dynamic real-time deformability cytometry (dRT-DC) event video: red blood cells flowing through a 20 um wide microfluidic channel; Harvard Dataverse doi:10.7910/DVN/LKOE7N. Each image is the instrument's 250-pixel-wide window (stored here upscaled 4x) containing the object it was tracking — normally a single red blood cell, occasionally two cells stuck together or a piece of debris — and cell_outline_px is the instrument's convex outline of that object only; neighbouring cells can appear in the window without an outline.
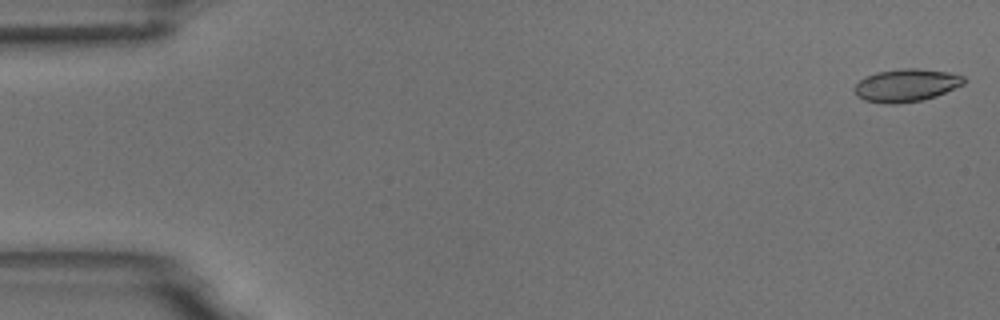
{"species": "common noctule bat (a hibernating species)", "species_latin": "Nyctalus noctula", "temperature_condition": "room temperature", "stored_images_in_passage": 55, "camera_frame_rate_fps": 3000, "um_per_image_px": 0.085, "animal": {"sex": "male", "body_mass_g": 18.8}, "frame": {"image": 1, "passage_image": 1, "time_ms": 0.0, "image_size_px": [1000, 320], "cell_outline_px": [[964, 84], [936, 96], [920, 100], [896, 104], [884, 104], [864, 100], [856, 96], [852, 88], [860, 80], [876, 72], [904, 68], [920, 68], [948, 72], [964, 76]], "centroid_in_image_um": [77.0, 7.25], "position_along_channel_um": 8.0, "area_um2": 20.92}}
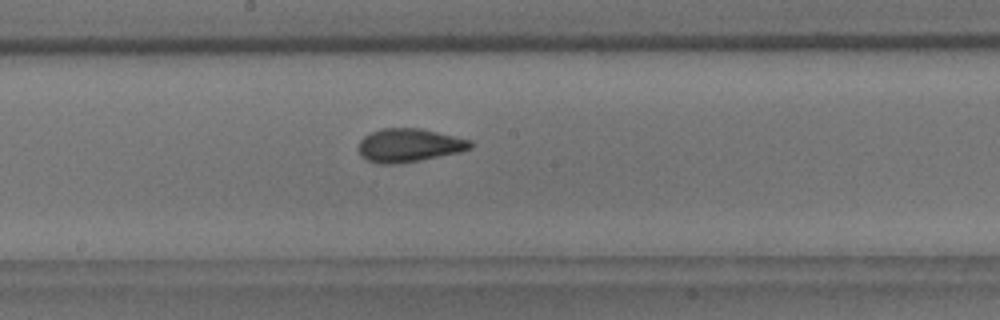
{"frame": {"image": 2, "passage_image": 29, "time_ms": 9.333, "image_size_px": [1000, 320], "cell_outline_px": [[472, 148], [460, 152], [420, 160], [396, 164], [380, 164], [368, 160], [360, 156], [360, 140], [364, 136], [380, 128], [420, 128], [472, 140]], "centroid_in_image_um": [34.79, 12.35], "position_along_channel_um": 213.4, "area_um2": 21.73}}
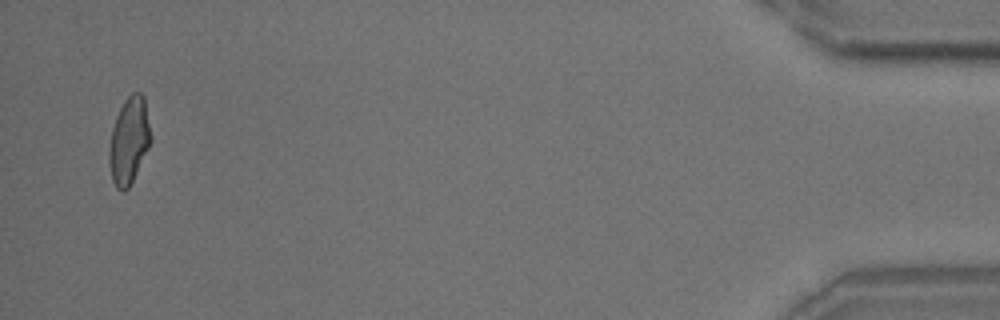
{"frame": {"image": 3, "passage_image": 53, "time_ms": 17.333, "image_size_px": [1000, 320], "cell_outline_px": [[152, 140], [128, 188], [124, 192], [120, 192], [116, 188], [112, 180], [108, 160], [108, 152], [112, 128], [116, 116], [124, 100], [132, 92], [140, 92], [144, 96], [152, 136]], "centroid_in_image_um": [10.96, 11.94], "position_along_channel_um": 424.2, "area_um2": 21.1}, "authors_computed_cell_mechanics": {"area_um2": 20.9814, "velocity_mm_per_s": 3.685, "shape_relaxation_time_tau1_ms": 7.5105, "shape_relaxation_time_tau2_ms": 1.3857, "deformation_change_tau1": 0.1936, "deformation_change_tau2": 0.068}}